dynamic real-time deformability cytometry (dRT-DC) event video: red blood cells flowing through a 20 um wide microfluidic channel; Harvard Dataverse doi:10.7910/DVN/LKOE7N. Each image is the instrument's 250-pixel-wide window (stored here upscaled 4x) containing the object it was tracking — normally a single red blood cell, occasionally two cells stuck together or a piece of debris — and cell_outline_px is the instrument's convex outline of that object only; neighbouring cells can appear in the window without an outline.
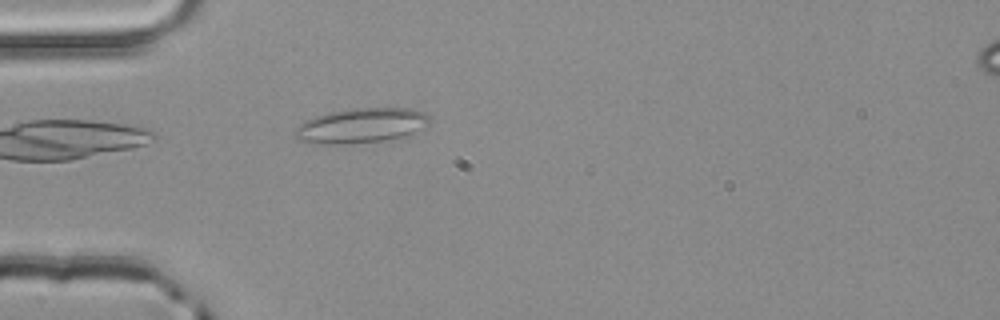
{"species": "common noctule bat (a hibernating species)", "species_latin": "Nyctalus noctula", "temperature_condition": "room temperature", "stored_images_in_passage": 3, "camera_frame_rate_fps": 3000, "um_per_image_px": 0.085, "animal": {"sex": "male", "body_mass_g": 20.4}, "frame": {"image": 1, "passage_image": 3, "time_ms": 0.667, "image_size_px": [1000, 320], "cell_outline_px": [[428, 124], [424, 128], [404, 136], [380, 140], [328, 144], [316, 144], [296, 140], [292, 136], [292, 132], [300, 124], [316, 116], [332, 112], [352, 108], [412, 108], [424, 112], [428, 116]], "centroid_in_image_um": [30.66, 10.66], "position_along_channel_um": 54.3, "area_um2": 26.99}}